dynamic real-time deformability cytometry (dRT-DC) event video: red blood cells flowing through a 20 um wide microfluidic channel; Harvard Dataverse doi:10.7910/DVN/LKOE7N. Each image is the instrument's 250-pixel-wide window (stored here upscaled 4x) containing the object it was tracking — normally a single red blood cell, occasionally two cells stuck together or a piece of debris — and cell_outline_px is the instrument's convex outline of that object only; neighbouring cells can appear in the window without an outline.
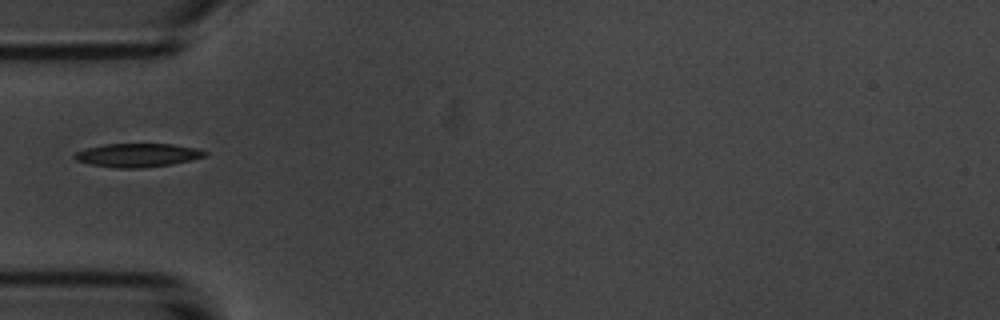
{"species": "common noctule bat (a hibernating species)", "species_latin": "Nyctalus noctula", "temperature_condition": "room temperature", "stored_images_in_passage": 7, "camera_frame_rate_fps": 3000, "um_per_image_px": 0.085, "animal": {"sex": "male", "body_mass_g": 20.1, "forearm_length_mm": 53.5}, "frame": {"image": 1, "passage_image": 4, "time_ms": 3.333, "image_size_px": [1000, 320], "cell_outline_px": [[208, 156], [192, 160], [172, 164], [140, 168], [116, 168], [92, 164], [76, 160], [72, 156], [76, 152], [88, 148], [104, 144], [172, 144], [196, 148], [208, 152]], "centroid_in_image_um": [11.74, 13.19], "position_along_channel_um": 73.3, "area_um2": 17.86}}
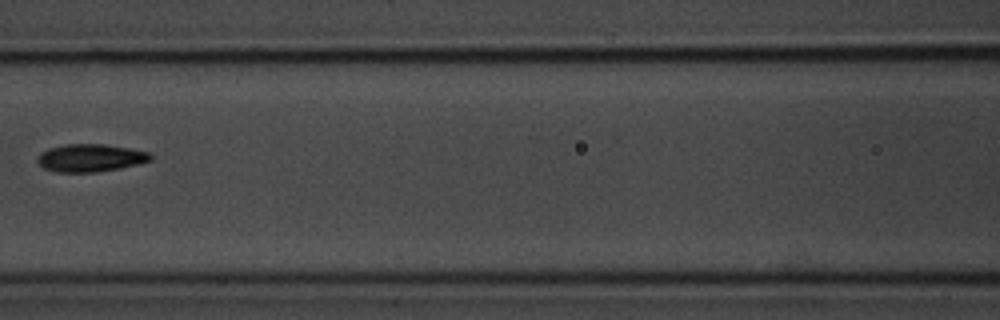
{"frame": {"image": 2, "passage_image": 6, "time_ms": 5.667, "image_size_px": [1000, 320], "cell_outline_px": [[152, 160], [120, 168], [96, 172], [56, 172], [44, 168], [36, 160], [40, 152], [48, 148], [64, 144], [104, 144], [128, 148], [148, 152], [152, 156]], "centroid_in_image_um": [7.65, 13.42], "position_along_channel_um": 159.0, "area_um2": 18.21}}
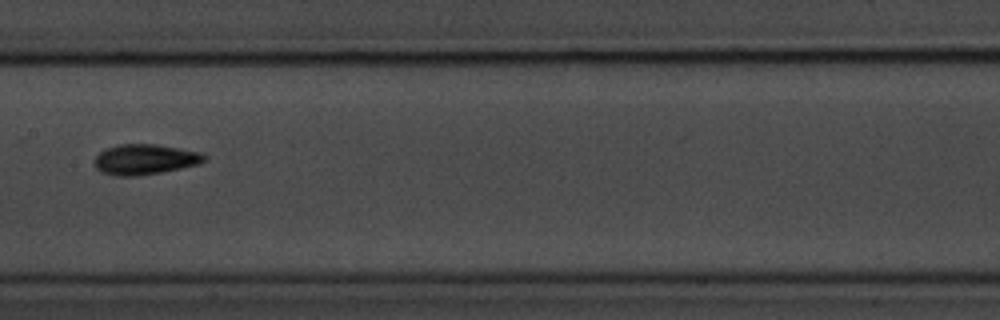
{"frame": {"image": 3, "passage_image": 7, "time_ms": 6.667, "image_size_px": [1000, 320], "cell_outline_px": [[208, 160], [200, 164], [160, 172], [136, 176], [116, 176], [100, 172], [96, 168], [92, 160], [100, 152], [108, 148], [120, 144], [156, 144], [200, 152], [208, 156]], "centroid_in_image_um": [12.32, 13.55], "position_along_channel_um": 195.1, "area_um2": 19.54}}